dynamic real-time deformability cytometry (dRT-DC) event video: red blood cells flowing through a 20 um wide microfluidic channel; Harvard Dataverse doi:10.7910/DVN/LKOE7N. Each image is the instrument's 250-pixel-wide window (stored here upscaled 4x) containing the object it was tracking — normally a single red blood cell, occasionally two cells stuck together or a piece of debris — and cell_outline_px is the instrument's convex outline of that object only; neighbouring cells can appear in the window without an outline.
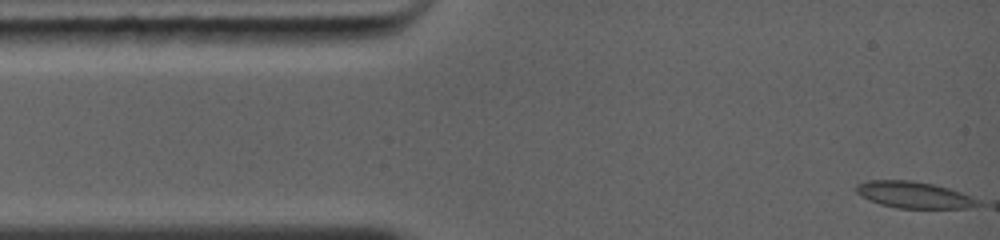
{"species": "common noctule bat (a hibernating species)", "species_latin": "Nyctalus noctula", "temperature_condition": "warm", "stored_images_in_passage": 30, "camera_frame_rate_fps": 5000, "um_per_image_px": 0.085, "animal": {"sex": "female", "body_mass_g": 19.0, "forearm_length_mm": 56.7}, "frame": {"image": 1, "passage_image": 1, "time_ms": 0.0, "image_size_px": [1000, 240], "cell_outline_px": [[980, 204], [964, 208], [896, 208], [880, 204], [868, 200], [856, 192], [856, 188], [860, 184], [872, 180], [908, 180], [932, 184], [956, 192]], "centroid_in_image_um": [77.53, 16.57], "position_along_channel_um": 7.5, "area_um2": 17.86}}
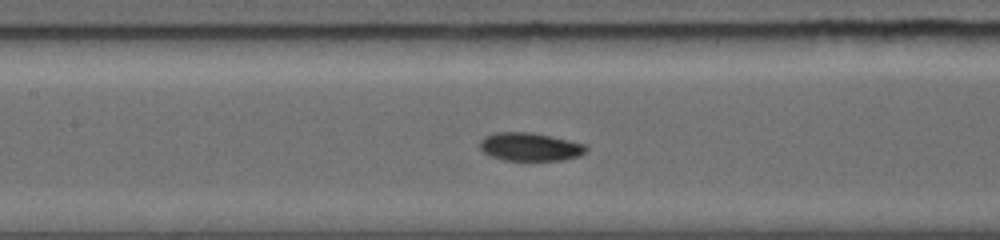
{"frame": {"image": 2, "passage_image": 18, "time_ms": 5.2, "image_size_px": [1000, 240], "cell_outline_px": [[588, 148], [580, 156], [564, 160], [504, 160], [492, 156], [484, 152], [480, 148], [480, 140], [484, 136], [496, 132], [532, 132], [552, 136], [588, 144]], "centroid_in_image_um": [45.09, 12.47], "position_along_channel_um": 162.3, "area_um2": 17.63}}
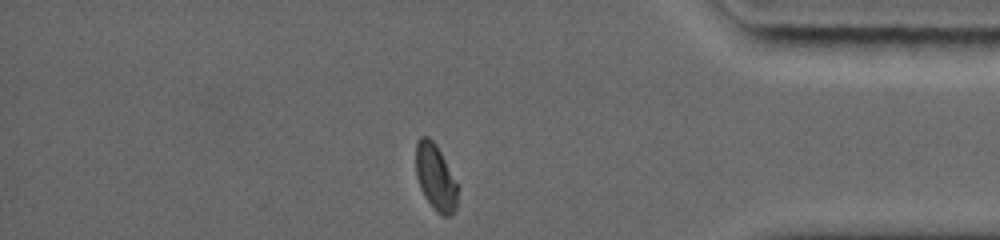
{"frame": {"image": 3, "passage_image": 30, "time_ms": 11.2, "image_size_px": [1000, 240], "cell_outline_px": [[460, 188], [456, 208], [452, 216], [444, 216], [436, 212], [424, 196], [420, 188], [416, 176], [416, 140], [420, 136], [428, 136], [436, 144]], "centroid_in_image_um": [37.04, 15.1], "position_along_channel_um": 398.2, "area_um2": 16.47}, "authors_computed_cell_mechanics": {"area_um2": 17.7157, "velocity_mm_per_s": 4.3498, "shape_relaxation_time_tau1_ms": 3.1818, "shape_relaxation_time_tau2_ms": 5.7685, "deformation_change_tau1": 0.1249, "deformation_change_tau2": 0.0637}}